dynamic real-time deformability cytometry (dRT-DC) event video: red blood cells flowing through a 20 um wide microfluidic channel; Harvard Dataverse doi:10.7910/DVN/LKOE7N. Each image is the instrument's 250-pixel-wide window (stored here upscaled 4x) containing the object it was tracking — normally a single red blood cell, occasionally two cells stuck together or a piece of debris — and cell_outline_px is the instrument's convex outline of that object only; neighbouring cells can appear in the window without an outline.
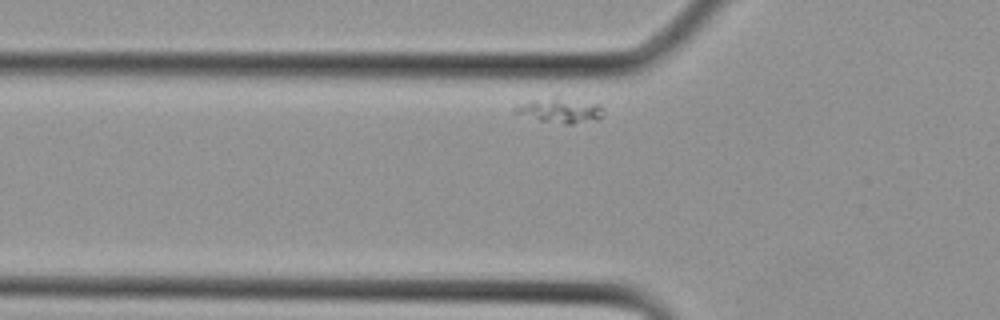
{"species": "Egyptian fruit bat (a non-hibernating species)", "species_latin": "Rousettus aegyptiacus", "temperature_condition": "cold", "stored_images_in_passage": 18, "camera_frame_rate_fps": 3000, "um_per_image_px": 0.085, "animal": {"sex": "female"}, "frame": {"image": 1, "passage_image": 3, "time_ms": 0.667, "image_size_px": [1000, 320], "cell_outline_px": [[604, 116], [600, 120], [572, 124], [564, 124], [540, 120], [512, 112], [520, 104], [556, 92], [600, 104], [604, 108]], "centroid_in_image_um": [47.72, 9.3], "position_along_channel_um": 78.1, "area_um2": 13.93}}
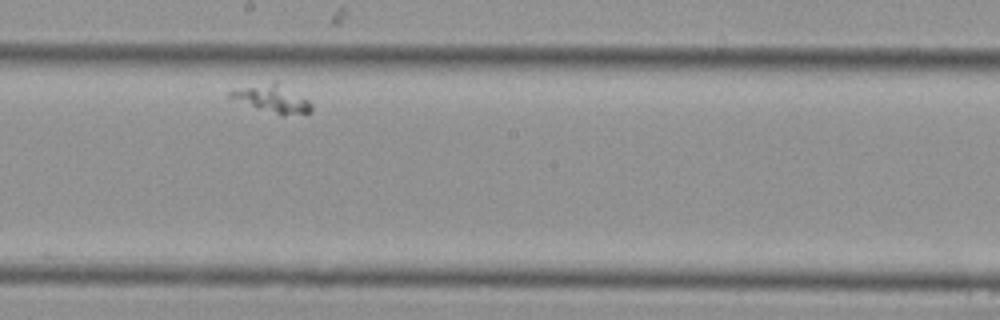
{"frame": {"image": 2, "passage_image": 11, "time_ms": 3.333, "image_size_px": [1000, 320], "cell_outline_px": [[312, 108], [308, 112], [284, 116], [228, 96], [228, 92], [272, 80], [276, 80], [308, 100], [312, 104]], "centroid_in_image_um": [23.23, 8.35], "position_along_channel_um": 225.0, "area_um2": 12.43}}
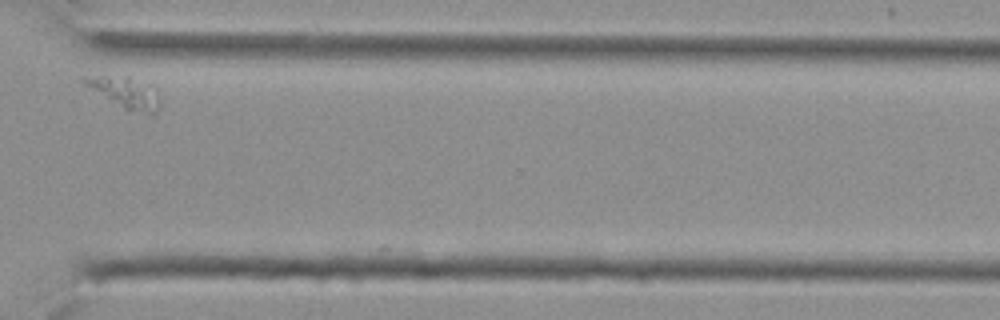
{"frame": {"image": 3, "passage_image": 18, "time_ms": 5.667, "image_size_px": [1000, 320], "cell_outline_px": [[160, 108], [156, 112], [128, 112], [84, 84], [80, 80], [84, 76], [128, 76], [156, 96], [160, 104]], "centroid_in_image_um": [10.52, 7.9], "position_along_channel_um": 360.1, "area_um2": 12.66}}